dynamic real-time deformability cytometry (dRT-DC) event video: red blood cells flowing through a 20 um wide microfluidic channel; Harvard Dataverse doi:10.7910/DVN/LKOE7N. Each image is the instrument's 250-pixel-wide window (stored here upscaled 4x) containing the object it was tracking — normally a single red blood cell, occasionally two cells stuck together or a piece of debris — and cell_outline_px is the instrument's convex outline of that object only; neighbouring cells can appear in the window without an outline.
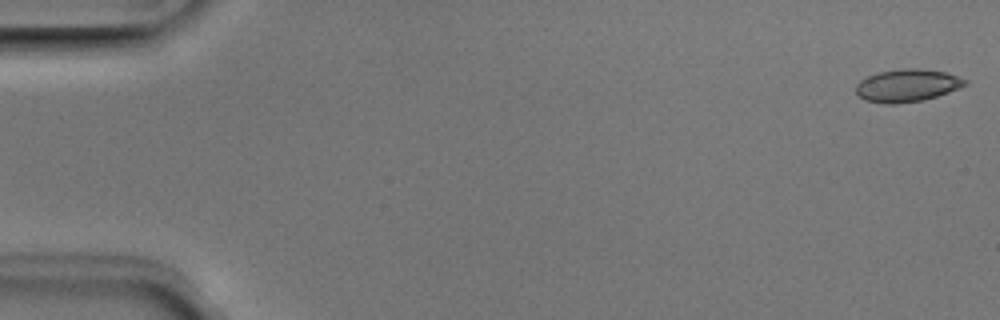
{"species": "Egyptian fruit bat (a non-hibernating species)", "species_latin": "Rousettus aegyptiacus", "temperature_condition": "room temperature", "stored_images_in_passage": 5, "camera_frame_rate_fps": 3000, "um_per_image_px": 0.085, "animal": {"sex": "male"}, "frame": {"image": 1, "passage_image": 1, "time_ms": 0.0, "image_size_px": [1000, 320], "cell_outline_px": [[968, 84], [948, 92], [924, 100], [896, 104], [884, 104], [864, 100], [856, 92], [856, 84], [860, 80], [868, 76], [880, 72], [900, 68], [920, 68], [944, 72], [968, 80]], "centroid_in_image_um": [77.09, 7.27], "position_along_channel_um": 7.9, "area_um2": 20.75}}
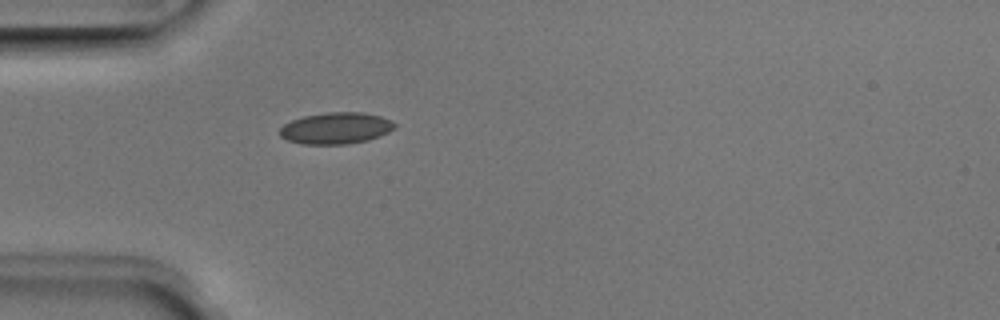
{"frame": {"image": 2, "passage_image": 5, "time_ms": 1.333, "image_size_px": [1000, 320], "cell_outline_px": [[396, 128], [388, 132], [368, 140], [348, 144], [300, 144], [288, 140], [280, 136], [280, 128], [284, 124], [292, 120], [304, 116], [328, 112], [364, 112], [380, 116], [392, 120], [396, 124]], "centroid_in_image_um": [28.57, 10.89], "position_along_channel_um": 56.4, "area_um2": 21.15}}